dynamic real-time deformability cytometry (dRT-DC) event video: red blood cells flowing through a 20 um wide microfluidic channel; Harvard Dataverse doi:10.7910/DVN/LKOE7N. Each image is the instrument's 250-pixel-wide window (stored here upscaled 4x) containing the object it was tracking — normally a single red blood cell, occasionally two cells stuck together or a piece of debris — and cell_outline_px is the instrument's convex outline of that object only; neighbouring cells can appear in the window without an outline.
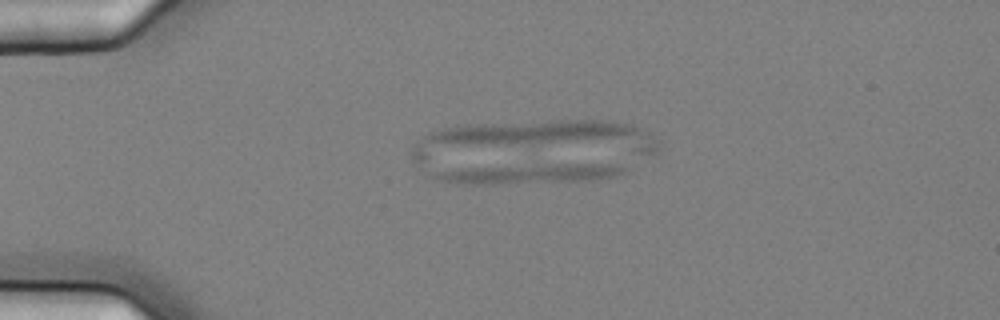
{"species": "common noctule bat (a hibernating species)", "species_latin": "Nyctalus noctula", "temperature_condition": "cold", "stored_images_in_passage": 4, "camera_frame_rate_fps": 3000, "um_per_image_px": 0.085, "animal": {"sex": "female", "body_mass_g": 25.1}, "frame": {"image": 1, "passage_image": 3, "time_ms": 0.667, "image_size_px": [1000, 320], "cell_outline_px": [[628, 168], [624, 172], [616, 176], [592, 180], [496, 184], [460, 184], [440, 180], [432, 176], [440, 172], [460, 168], [536, 164], [628, 164]], "centroid_in_image_um": [45.13, 14.75], "position_along_channel_um": 39.9, "area_um2": 21.73}}